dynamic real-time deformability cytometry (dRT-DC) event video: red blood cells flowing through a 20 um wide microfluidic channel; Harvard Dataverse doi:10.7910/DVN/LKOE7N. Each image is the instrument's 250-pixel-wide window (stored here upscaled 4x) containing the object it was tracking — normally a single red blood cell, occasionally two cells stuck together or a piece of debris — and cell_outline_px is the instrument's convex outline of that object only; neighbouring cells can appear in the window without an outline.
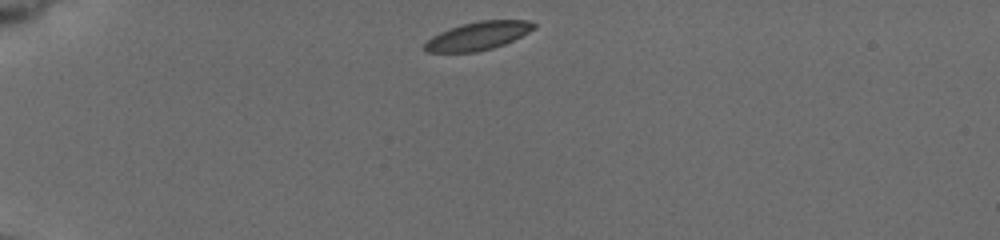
{"species": "common noctule bat (a hibernating species)", "species_latin": "Nyctalus noctula", "temperature_condition": "cold", "stored_images_in_passage": 21, "camera_frame_rate_fps": 3000, "um_per_image_px": 0.085, "animal": {"sex": "female", "body_mass_g": 19.5, "forearm_length_mm": 54.1}, "frame": {"image": 1, "passage_image": 1, "time_ms": 0.0, "image_size_px": [1000, 240], "cell_outline_px": [[536, 28], [504, 44], [492, 48], [476, 52], [428, 52], [424, 48], [424, 44], [432, 36], [440, 32], [464, 24], [480, 20], [528, 20], [536, 24]], "centroid_in_image_um": [40.65, 3.05], "position_along_channel_um": 44.4, "area_um2": 17.69}}
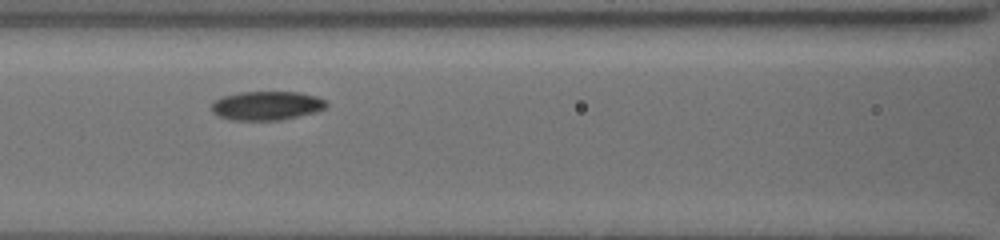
{"frame": {"image": 2, "passage_image": 12, "time_ms": 4.0, "image_size_px": [1000, 240], "cell_outline_px": [[328, 104], [324, 108], [316, 112], [280, 120], [232, 120], [220, 116], [212, 112], [212, 104], [216, 100], [224, 96], [240, 92], [300, 92], [316, 96], [324, 100]], "centroid_in_image_um": [22.68, 8.98], "position_along_channel_um": 143.9, "area_um2": 19.19}}
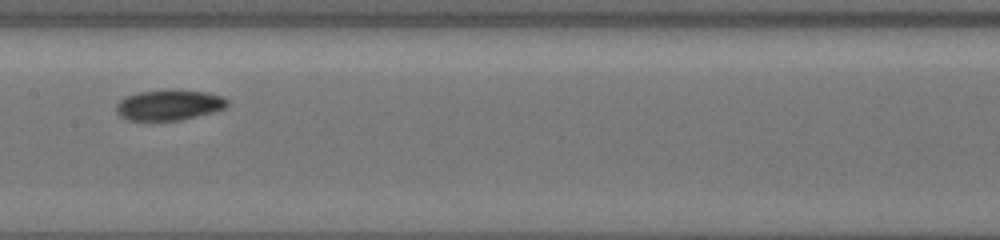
{"frame": {"image": 3, "passage_image": 20, "time_ms": 5.333, "image_size_px": [1000, 240], "cell_outline_px": [[228, 104], [224, 108], [212, 112], [180, 120], [128, 120], [120, 116], [116, 112], [116, 104], [120, 100], [136, 92], [172, 88], [180, 88], [208, 92], [220, 96], [228, 100]], "centroid_in_image_um": [14.36, 8.89], "position_along_channel_um": 193.0, "area_um2": 20.06}}